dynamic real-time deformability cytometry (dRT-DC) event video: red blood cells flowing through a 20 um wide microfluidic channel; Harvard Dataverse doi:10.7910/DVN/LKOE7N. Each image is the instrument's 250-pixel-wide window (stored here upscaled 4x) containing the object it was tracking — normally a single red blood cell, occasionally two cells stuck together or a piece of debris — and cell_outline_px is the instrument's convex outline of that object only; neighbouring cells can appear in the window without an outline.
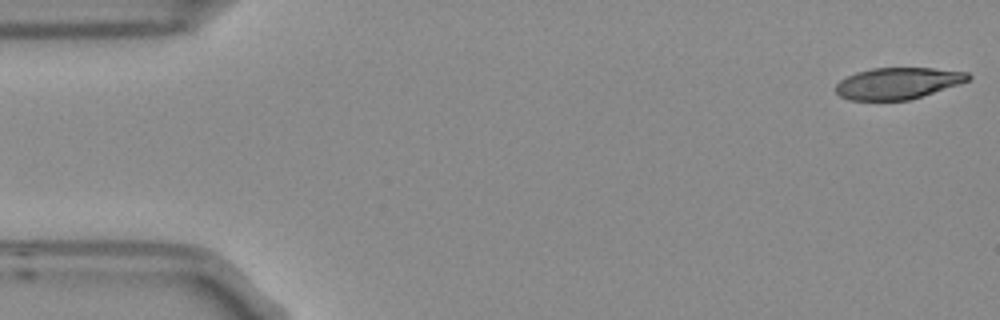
{"species": "Egyptian fruit bat (a non-hibernating species)", "species_latin": "Rousettus aegyptiacus", "temperature_condition": "room temperature", "stored_images_in_passage": 5, "segment_of_instrument_passage": [1, 2], "camera_frame_rate_fps": 3000, "um_per_image_px": 0.085, "frame": {"image": 1, "passage_image": 1, "time_ms": 0.0, "image_size_px": [1000, 320], "cell_outline_px": [[972, 76], [968, 80], [908, 100], [848, 100], [840, 96], [836, 92], [836, 84], [840, 80], [856, 72], [872, 68], [932, 68], [968, 72]], "centroid_in_image_um": [76.26, 7.07], "position_along_channel_um": 8.7, "area_um2": 23.93}}
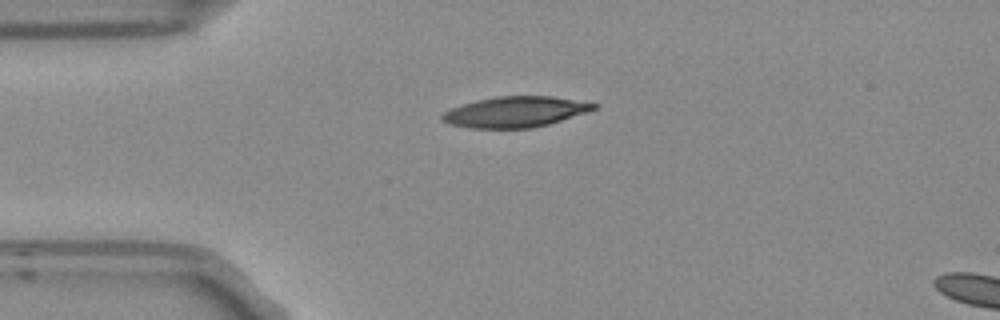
{"frame": {"image": 2, "passage_image": 4, "time_ms": 1.0, "image_size_px": [1000, 320], "cell_outline_px": [[600, 104], [596, 108], [588, 112], [548, 124], [532, 128], [468, 128], [452, 124], [444, 120], [440, 116], [444, 112], [452, 108], [476, 100], [496, 96], [552, 96]], "centroid_in_image_um": [43.83, 9.5], "position_along_channel_um": 41.2, "area_um2": 26.93}}